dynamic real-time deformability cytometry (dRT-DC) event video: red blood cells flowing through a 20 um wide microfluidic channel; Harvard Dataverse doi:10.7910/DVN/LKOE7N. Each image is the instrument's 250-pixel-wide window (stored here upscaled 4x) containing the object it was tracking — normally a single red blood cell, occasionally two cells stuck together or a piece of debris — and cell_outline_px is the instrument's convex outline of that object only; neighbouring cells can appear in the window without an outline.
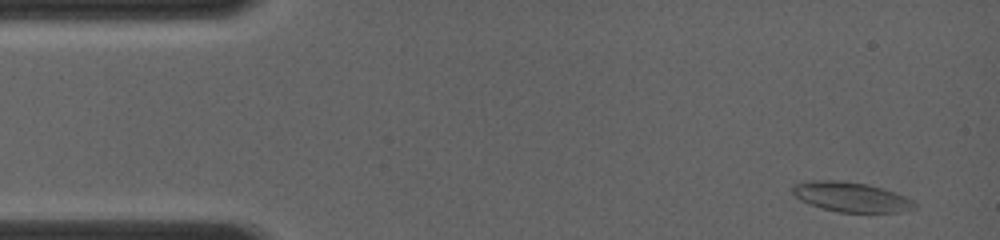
{"species": "common noctule bat (a hibernating species)", "species_latin": "Nyctalus noctula", "temperature_condition": "room temperature", "stored_images_in_passage": 9, "camera_frame_rate_fps": 4000, "um_per_image_px": 0.085, "animal": {"sex": "female", "body_mass_g": 19.0, "forearm_length_mm": 56.7}, "frame": {"image": 1, "passage_image": 1, "time_ms": 0.0, "image_size_px": [1000, 240], "cell_outline_px": [[916, 208], [900, 212], [836, 212], [800, 200], [792, 192], [792, 184], [812, 180], [836, 180], [868, 184], [896, 192], [912, 200], [916, 204]], "centroid_in_image_um": [72.35, 16.73], "position_along_channel_um": 12.7, "area_um2": 21.1}}
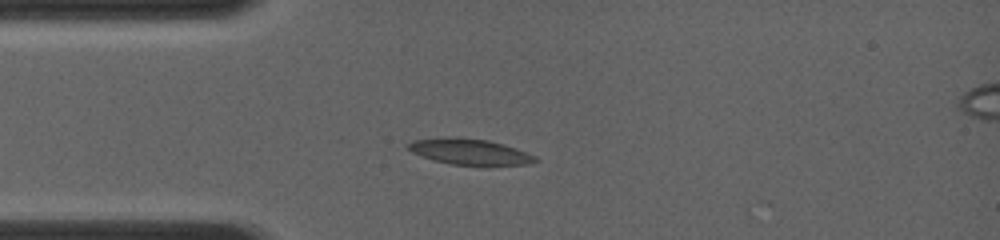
{"frame": {"image": 2, "passage_image": 6, "time_ms": 2.75, "image_size_px": [1000, 240], "cell_outline_px": [[536, 160], [528, 164], [488, 168], [452, 164], [432, 160], [412, 152], [404, 148], [404, 144], [412, 140], [448, 136], [456, 136], [488, 140], [504, 144], [516, 148], [536, 156]], "centroid_in_image_um": [39.9, 12.92], "position_along_channel_um": 45.1, "area_um2": 20.23}}
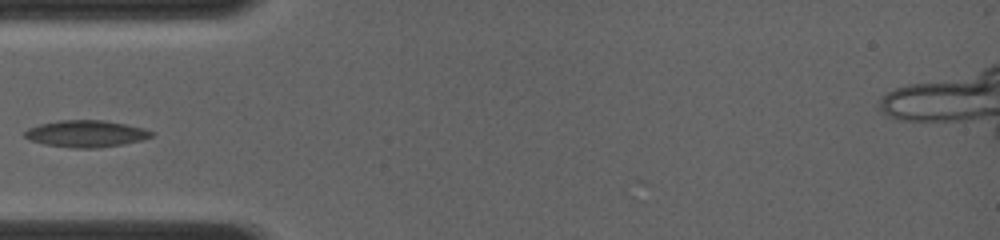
{"frame": {"image": 3, "passage_image": 8, "time_ms": 3.75, "image_size_px": [1000, 240], "cell_outline_px": [[156, 132], [152, 136], [140, 140], [120, 144], [96, 148], [72, 148], [44, 144], [32, 140], [24, 136], [24, 132], [28, 128], [40, 124], [60, 120], [104, 120], [144, 128]], "centroid_in_image_um": [7.31, 11.36], "position_along_channel_um": 77.7, "area_um2": 19.59}}